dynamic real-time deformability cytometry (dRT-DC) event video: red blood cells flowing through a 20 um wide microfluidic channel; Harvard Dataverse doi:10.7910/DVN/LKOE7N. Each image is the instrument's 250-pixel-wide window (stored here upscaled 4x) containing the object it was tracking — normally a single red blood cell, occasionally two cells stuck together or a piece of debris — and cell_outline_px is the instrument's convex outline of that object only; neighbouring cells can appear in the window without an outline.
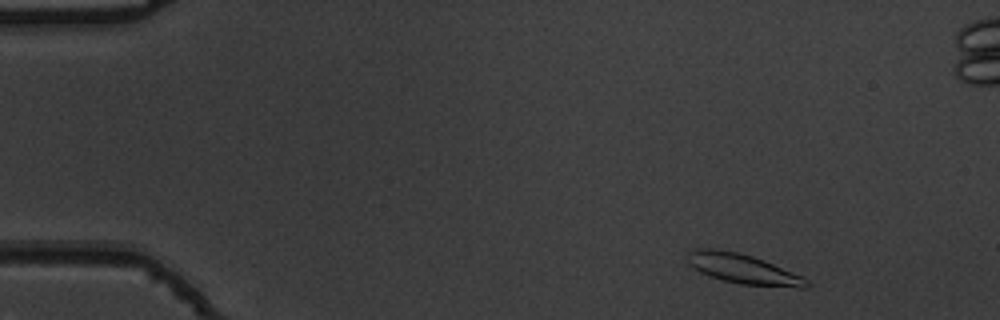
{"species": "common noctule bat (a hibernating species)", "species_latin": "Nyctalus noctula", "temperature_condition": "warm", "stored_images_in_passage": 49, "camera_frame_rate_fps": 3000, "um_per_image_px": 0.085, "animal": {"sex": "male", "body_mass_g": 19.5, "forearm_length_mm": 54.6}, "frame": {"image": 1, "passage_image": 1, "time_ms": 0.0, "image_size_px": [1000, 320], "cell_outline_px": [[812, 284], [808, 288], [800, 288], [740, 284], [724, 280], [700, 272], [692, 268], [688, 264], [688, 252], [696, 248], [708, 248], [736, 252], [752, 256], [764, 260], [804, 276]], "centroid_in_image_um": [63.22, 22.87], "position_along_channel_um": 21.8, "area_um2": 20.75}}
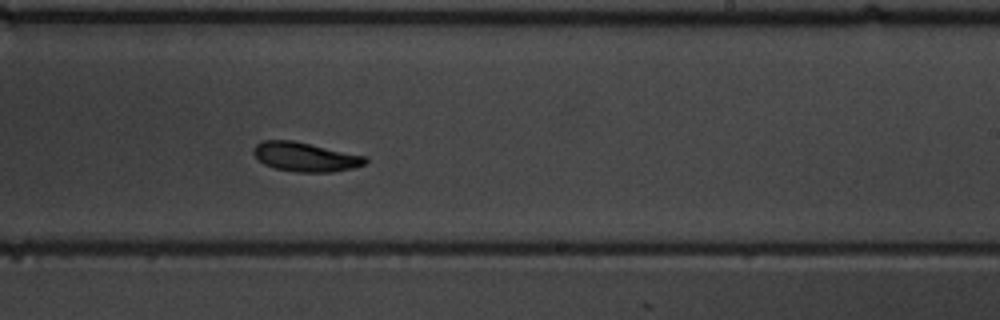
{"frame": {"image": 2, "passage_image": 28, "time_ms": 9.0, "image_size_px": [1000, 320], "cell_outline_px": [[368, 160], [364, 164], [352, 168], [332, 172], [296, 172], [276, 168], [264, 164], [252, 152], [252, 148], [260, 140], [292, 140], [368, 156]], "centroid_in_image_um": [25.95, 13.32], "position_along_channel_um": 263.0, "area_um2": 19.07}}
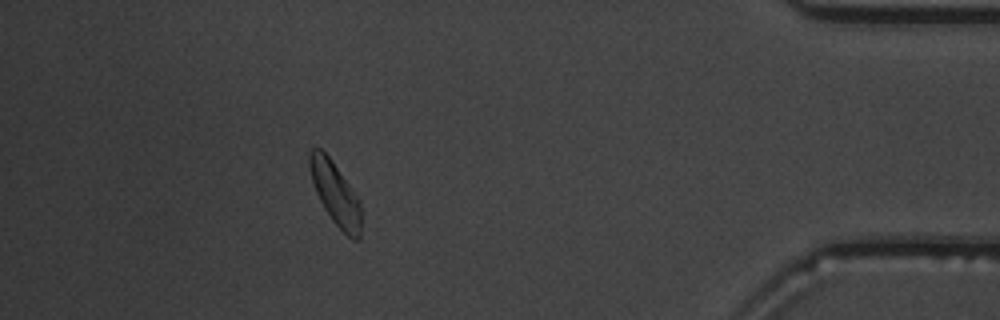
{"frame": {"image": 3, "passage_image": 43, "time_ms": 14.0, "image_size_px": [1000, 320], "cell_outline_px": [[360, 240], [352, 240], [332, 220], [324, 208], [316, 192], [308, 168], [308, 156], [312, 148], [320, 148], [332, 160], [360, 200]], "centroid_in_image_um": [28.49, 16.44], "position_along_channel_um": 406.7, "area_um2": 18.73}, "authors_computed_cell_mechanics": {"area_um2": 19.3052, "velocity_mm_per_s": 3.7689, "shape_relaxation_time_tau1_ms": 3.9573, "shape_relaxation_time_tau2_ms": null, "deformation_change_tau1": 0.1472, "deformation_change_tau2": null}}